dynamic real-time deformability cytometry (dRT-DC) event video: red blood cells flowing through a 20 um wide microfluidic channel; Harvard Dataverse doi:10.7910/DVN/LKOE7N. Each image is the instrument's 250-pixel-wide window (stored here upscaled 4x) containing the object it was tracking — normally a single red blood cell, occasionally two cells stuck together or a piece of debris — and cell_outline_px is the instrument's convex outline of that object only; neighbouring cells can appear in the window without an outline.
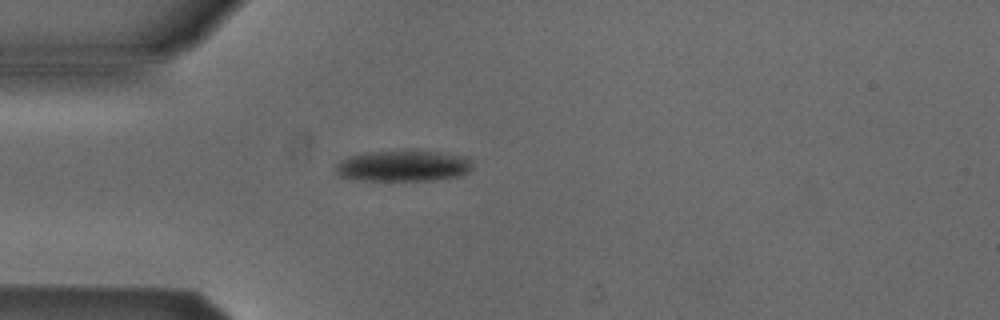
{"species": "Egyptian fruit bat (a non-hibernating species)", "species_latin": "Rousettus aegyptiacus", "temperature_condition": "cold", "stored_images_in_passage": 39, "camera_frame_rate_fps": 3000, "um_per_image_px": 0.085, "animal": {"sex": "male"}, "frame": {"image": 1, "passage_image": 1, "time_ms": 0.0, "image_size_px": [1000, 320], "cell_outline_px": [[472, 172], [460, 176], [436, 180], [360, 180], [340, 176], [336, 172], [336, 164], [340, 160], [364, 152], [436, 152], [464, 156], [472, 160]], "centroid_in_image_um": [34.32, 14.12], "position_along_channel_um": 50.7, "area_um2": 24.45}}
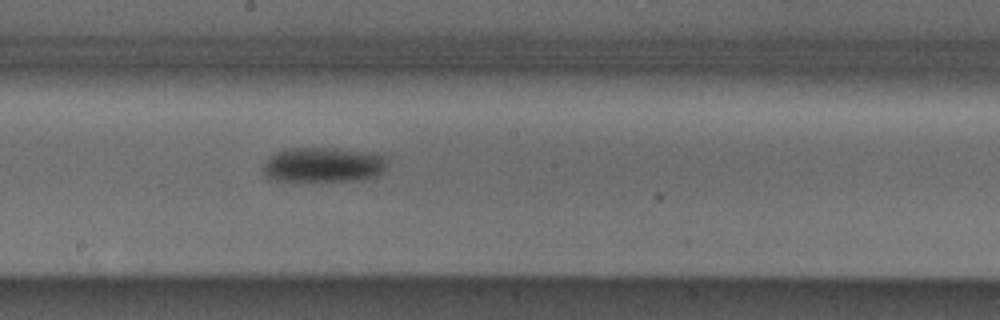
{"frame": {"image": 2, "passage_image": 15, "time_ms": 4.667, "image_size_px": [1000, 320], "cell_outline_px": [[388, 164], [384, 172], [376, 176], [360, 180], [312, 184], [300, 184], [272, 180], [264, 172], [264, 164], [276, 152], [288, 148], [332, 148], [376, 152], [384, 156]], "centroid_in_image_um": [27.52, 14.07], "position_along_channel_um": 220.7, "area_um2": 26.59}}
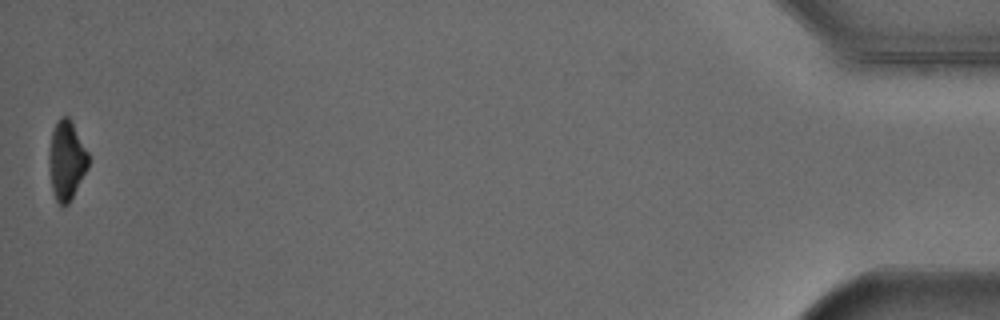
{"frame": {"image": 3, "passage_image": 39, "time_ms": 12.667, "image_size_px": [1000, 320], "cell_outline_px": [[88, 168], [68, 204], [60, 208], [56, 200], [52, 188], [48, 164], [48, 156], [52, 132], [56, 120], [60, 116], [68, 116], [72, 120], [88, 152]], "centroid_in_image_um": [5.64, 13.6], "position_along_channel_um": 429.6, "area_um2": 18.32}, "authors_computed_cell_mechanics": {"area_um2": 24.565, "velocity_mm_per_s": 3.8623, "shape_relaxation_time_tau1_ms": 1.082, "shape_relaxation_time_tau2_ms": null, "deformation_change_tau1": 0.0902, "deformation_change_tau2": null}}